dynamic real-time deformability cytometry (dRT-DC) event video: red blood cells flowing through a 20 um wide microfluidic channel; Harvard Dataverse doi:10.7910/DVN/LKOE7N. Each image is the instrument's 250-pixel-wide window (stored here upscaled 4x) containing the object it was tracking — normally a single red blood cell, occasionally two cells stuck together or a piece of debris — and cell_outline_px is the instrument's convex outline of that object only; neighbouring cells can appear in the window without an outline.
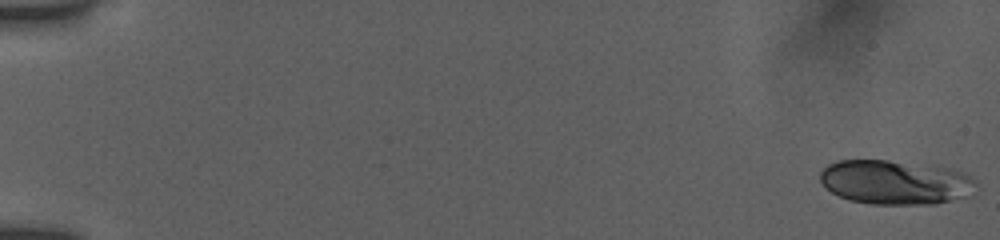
{"species": "human", "species_latin": "Homo sapiens", "temperature_condition": "room temperature", "stored_images_in_passage": 54, "camera_frame_rate_fps": 3000, "um_per_image_px": 0.085, "donor": {"sex": "female"}, "frame": {"image": 1, "passage_image": 1, "time_ms": 0.0, "image_size_px": [1000, 240], "cell_outline_px": [[976, 184], [972, 196], [936, 204], [872, 204], [848, 200], [832, 192], [820, 180], [820, 172], [828, 164], [840, 160], [888, 160], [944, 168], [964, 172], [976, 180]], "centroid_in_image_um": [76.13, 15.51], "position_along_channel_um": 8.9, "area_um2": 40.23}}
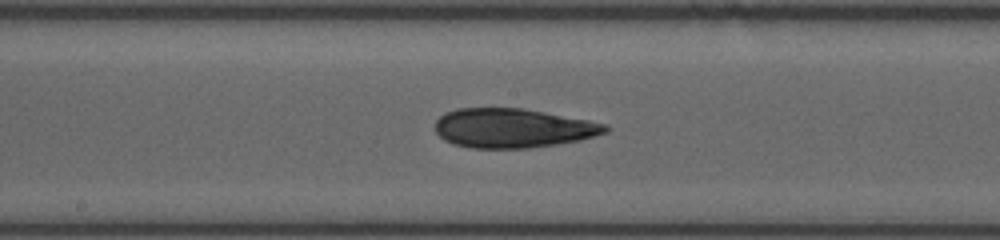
{"frame": {"image": 2, "passage_image": 30, "time_ms": 9.667, "image_size_px": [1000, 240], "cell_outline_px": [[612, 128], [608, 132], [580, 140], [556, 144], [528, 148], [472, 148], [452, 144], [444, 140], [436, 132], [436, 120], [444, 112], [456, 108], [524, 108], [588, 120], [608, 124]], "centroid_in_image_um": [43.6, 10.88], "position_along_channel_um": 204.6, "area_um2": 39.19}}
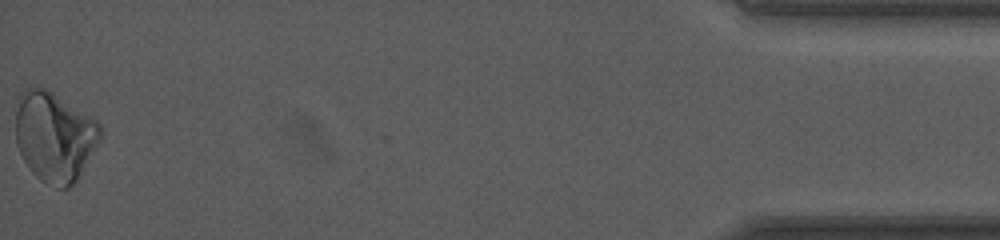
{"frame": {"image": 3, "passage_image": 54, "time_ms": 17.667, "image_size_px": [1000, 240], "cell_outline_px": [[100, 140], [76, 180], [68, 188], [56, 188], [40, 180], [32, 172], [24, 160], [16, 144], [16, 112], [20, 92], [24, 88], [44, 88], [52, 92], [92, 116], [100, 124]], "centroid_in_image_um": [4.62, 11.6], "position_along_channel_um": 430.6, "area_um2": 44.04}, "authors_computed_cell_mechanics": {"area_um2": 39.4196, "velocity_mm_per_s": 3.8697, "shape_relaxation_time_tau1_ms": 5.1632, "shape_relaxation_time_tau2_ms": 8.7691, "deformation_change_tau1": 0.114, "deformation_change_tau2": 0.1264}}